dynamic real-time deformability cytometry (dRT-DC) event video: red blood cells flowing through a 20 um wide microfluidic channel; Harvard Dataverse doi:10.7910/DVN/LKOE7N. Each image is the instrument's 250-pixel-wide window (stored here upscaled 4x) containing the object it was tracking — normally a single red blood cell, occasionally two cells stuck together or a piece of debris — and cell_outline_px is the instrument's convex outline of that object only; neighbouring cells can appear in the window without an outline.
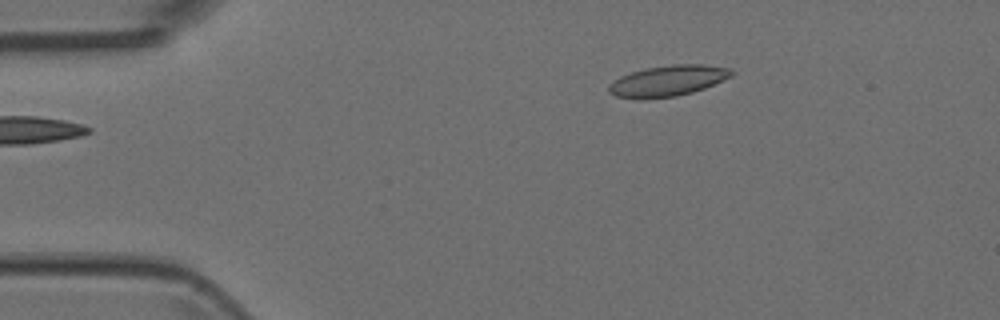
{"species": "Egyptian fruit bat (a non-hibernating species)", "species_latin": "Rousettus aegyptiacus", "temperature_condition": "room temperature", "stored_images_in_passage": 2, "camera_frame_rate_fps": 3000, "um_per_image_px": 0.085, "animal": {"sex": "female"}, "frame": {"image": 1, "passage_image": 2, "time_ms": 0.333, "image_size_px": [1000, 320], "cell_outline_px": [[732, 76], [704, 88], [692, 92], [676, 96], [616, 96], [608, 92], [608, 84], [620, 76], [644, 68], [672, 64], [704, 64], [732, 68]], "centroid_in_image_um": [56.81, 6.81], "position_along_channel_um": 28.2, "area_um2": 21.39}}